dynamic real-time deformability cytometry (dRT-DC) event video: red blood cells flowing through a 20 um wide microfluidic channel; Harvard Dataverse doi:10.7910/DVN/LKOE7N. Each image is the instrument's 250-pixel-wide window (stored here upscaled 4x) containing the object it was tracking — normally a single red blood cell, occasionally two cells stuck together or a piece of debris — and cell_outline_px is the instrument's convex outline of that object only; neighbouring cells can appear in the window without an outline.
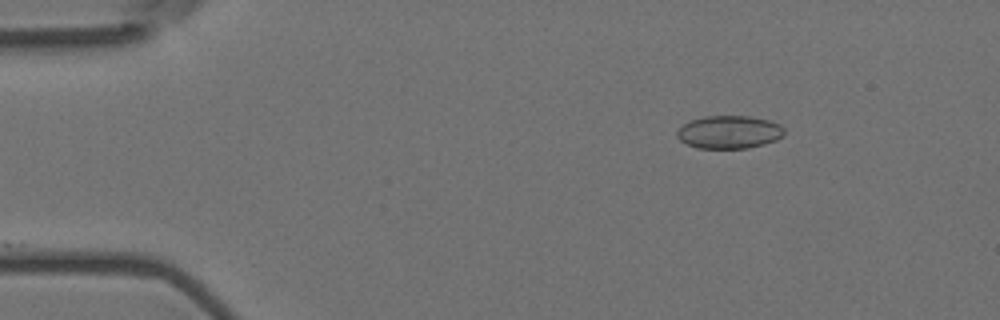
{"species": "Egyptian fruit bat (a non-hibernating species)", "species_latin": "Rousettus aegyptiacus", "temperature_condition": "room temperature", "stored_images_in_passage": 48, "camera_frame_rate_fps": 3000, "um_per_image_px": 0.085, "animal": {"sex": "female"}, "frame": {"image": 1, "passage_image": 1, "time_ms": 0.0, "image_size_px": [1000, 320], "cell_outline_px": [[784, 136], [776, 140], [764, 144], [748, 148], [696, 148], [680, 140], [676, 136], [676, 132], [684, 124], [692, 120], [704, 116], [748, 116], [768, 120], [780, 124], [784, 128]], "centroid_in_image_um": [62.0, 11.23], "position_along_channel_um": 23.0, "area_um2": 20.58}}
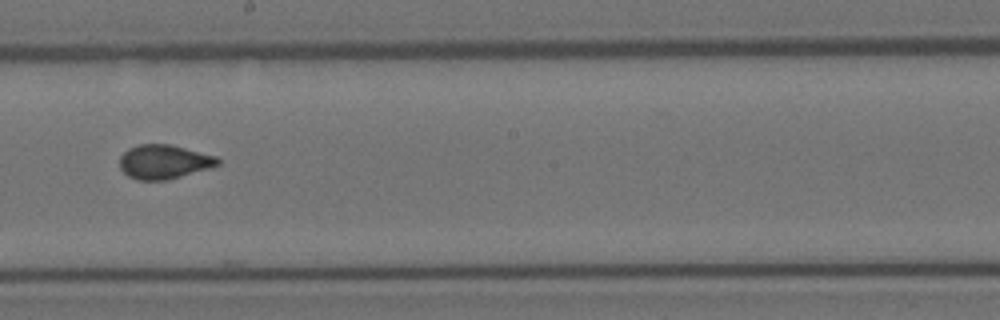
{"frame": {"image": 2, "passage_image": 24, "time_ms": 7.667, "image_size_px": [1000, 320], "cell_outline_px": [[220, 164], [208, 168], [168, 180], [136, 180], [128, 176], [120, 168], [120, 156], [128, 148], [140, 144], [172, 144], [216, 156], [220, 160]], "centroid_in_image_um": [13.92, 13.75], "position_along_channel_um": 234.3, "area_um2": 19.54}}
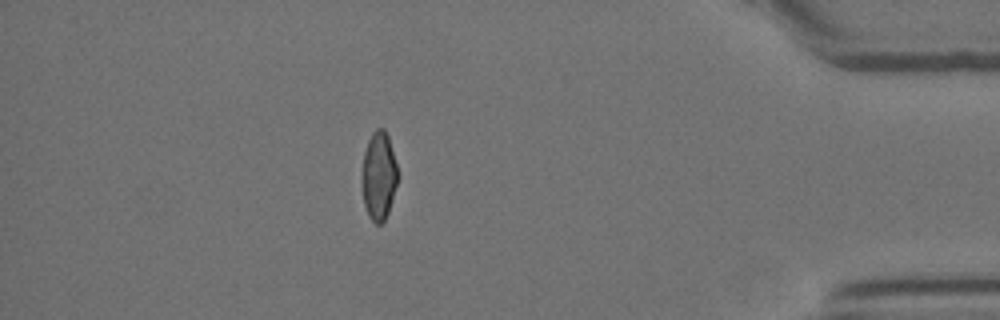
{"frame": {"image": 3, "passage_image": 41, "time_ms": 13.333, "image_size_px": [1000, 320], "cell_outline_px": [[400, 176], [388, 212], [384, 220], [380, 224], [376, 224], [368, 216], [364, 204], [360, 180], [360, 176], [364, 152], [368, 140], [372, 132], [376, 128], [384, 128], [388, 136]], "centroid_in_image_um": [32.19, 14.94], "position_along_channel_um": 403.0, "area_um2": 18.9}}